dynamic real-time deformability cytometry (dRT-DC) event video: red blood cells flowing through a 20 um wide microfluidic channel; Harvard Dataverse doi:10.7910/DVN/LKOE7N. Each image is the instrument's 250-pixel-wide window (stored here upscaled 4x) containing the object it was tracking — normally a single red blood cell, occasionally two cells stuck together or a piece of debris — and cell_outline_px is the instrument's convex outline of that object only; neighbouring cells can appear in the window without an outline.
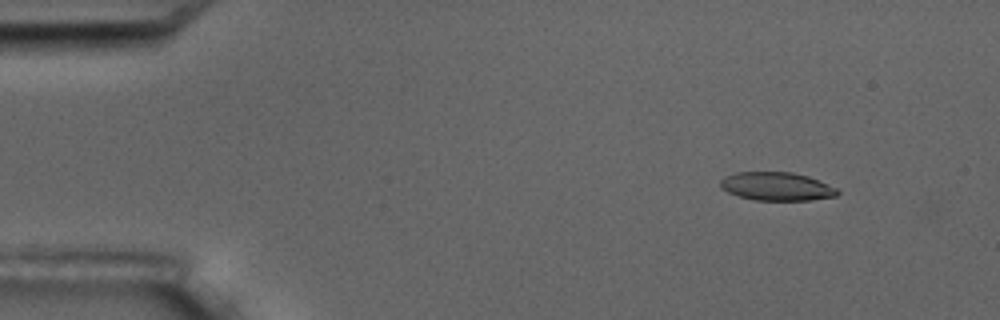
{"species": "common noctule bat (a hibernating species)", "species_latin": "Nyctalus noctula", "temperature_condition": "room temperature", "stored_images_in_passage": 6, "camera_frame_rate_fps": 3000, "um_per_image_px": 0.085, "animal": {"sex": "male", "body_mass_g": 17.5, "forearm_length_mm": 52.3}, "frame": {"image": 1, "passage_image": 2, "time_ms": 2.0, "image_size_px": [1000, 320], "cell_outline_px": [[840, 192], [836, 196], [812, 200], [752, 200], [728, 192], [720, 188], [720, 180], [724, 176], [736, 172], [792, 172], [808, 176], [836, 188]], "centroid_in_image_um": [65.99, 15.84], "position_along_channel_um": 19.0, "area_um2": 19.36}}